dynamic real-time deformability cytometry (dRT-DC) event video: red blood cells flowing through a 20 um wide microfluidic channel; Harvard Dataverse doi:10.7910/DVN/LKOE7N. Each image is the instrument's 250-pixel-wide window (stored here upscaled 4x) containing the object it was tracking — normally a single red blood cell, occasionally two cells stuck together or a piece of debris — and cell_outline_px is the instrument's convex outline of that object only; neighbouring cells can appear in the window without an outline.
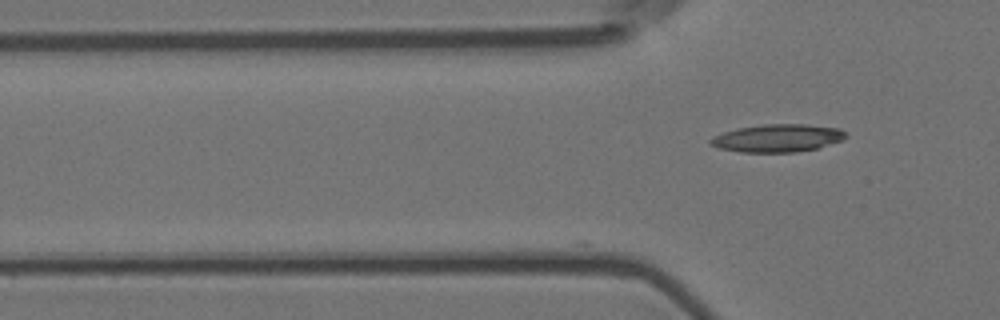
{"species": "Egyptian fruit bat (a non-hibernating species)", "species_latin": "Rousettus aegyptiacus", "temperature_condition": "room temperature", "stored_images_in_passage": 6, "camera_frame_rate_fps": 3000, "um_per_image_px": 0.085, "animal": {"sex": "female"}, "frame": {"image": 1, "passage_image": 6, "time_ms": 1.667, "image_size_px": [1000, 320], "cell_outline_px": [[848, 136], [844, 140], [816, 148], [796, 152], [740, 152], [720, 148], [712, 144], [708, 140], [712, 136], [736, 128], [764, 124], [808, 124], [840, 128]], "centroid_in_image_um": [66.11, 11.73], "position_along_channel_um": 59.7, "area_um2": 21.96}}